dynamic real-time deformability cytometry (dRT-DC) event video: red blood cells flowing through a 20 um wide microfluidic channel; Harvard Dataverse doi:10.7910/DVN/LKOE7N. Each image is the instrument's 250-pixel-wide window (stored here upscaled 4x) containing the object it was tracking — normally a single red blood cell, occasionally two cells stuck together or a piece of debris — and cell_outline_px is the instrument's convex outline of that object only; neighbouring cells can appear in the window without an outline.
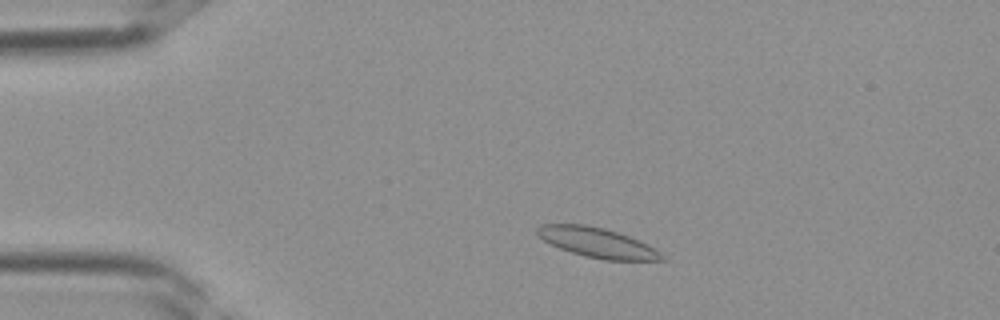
{"species": "Egyptian fruit bat (a non-hibernating species)", "species_latin": "Rousettus aegyptiacus", "temperature_condition": "room temperature", "stored_images_in_passage": 35, "camera_frame_rate_fps": 3000, "um_per_image_px": 0.085, "frame": {"image": 1, "passage_image": 5, "time_ms": 1.333, "image_size_px": [1000, 320], "cell_outline_px": [[668, 260], [604, 260], [584, 256], [560, 248], [544, 240], [536, 232], [536, 228], [540, 224], [584, 224], [604, 228], [628, 236], [648, 244], [660, 252]], "centroid_in_image_um": [50.78, 20.62], "position_along_channel_um": 34.2, "area_um2": 21.44}}
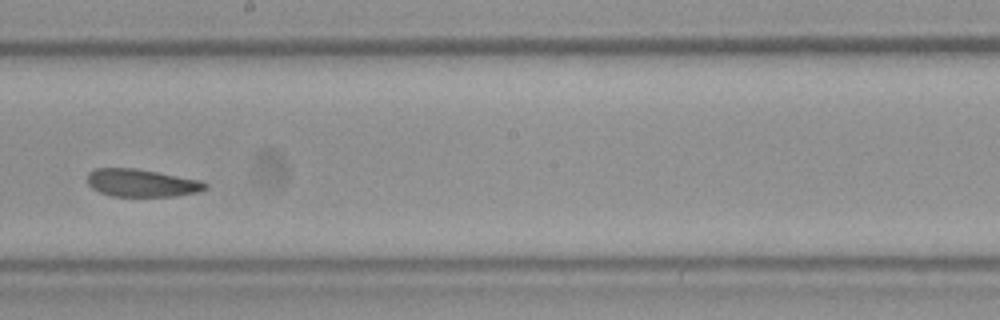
{"frame": {"image": 2, "passage_image": 19, "time_ms": 6.0, "image_size_px": [1000, 320], "cell_outline_px": [[208, 188], [200, 192], [176, 196], [112, 196], [100, 192], [92, 188], [88, 184], [88, 172], [92, 168], [136, 168], [200, 180], [208, 184]], "centroid_in_image_um": [12.05, 15.55], "position_along_channel_um": 236.2, "area_um2": 19.13}}
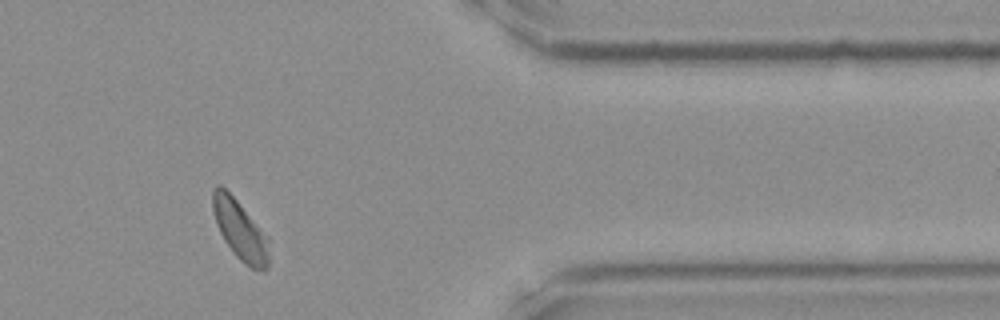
{"frame": {"image": 3, "passage_image": 29, "time_ms": 9.333, "image_size_px": [1000, 320], "cell_outline_px": [[268, 268], [264, 272], [252, 268], [244, 264], [232, 252], [224, 240], [216, 224], [212, 208], [212, 188], [216, 184], [220, 184], [236, 200], [268, 236]], "centroid_in_image_um": [20.39, 19.57], "position_along_channel_um": 391.0, "area_um2": 19.54}}